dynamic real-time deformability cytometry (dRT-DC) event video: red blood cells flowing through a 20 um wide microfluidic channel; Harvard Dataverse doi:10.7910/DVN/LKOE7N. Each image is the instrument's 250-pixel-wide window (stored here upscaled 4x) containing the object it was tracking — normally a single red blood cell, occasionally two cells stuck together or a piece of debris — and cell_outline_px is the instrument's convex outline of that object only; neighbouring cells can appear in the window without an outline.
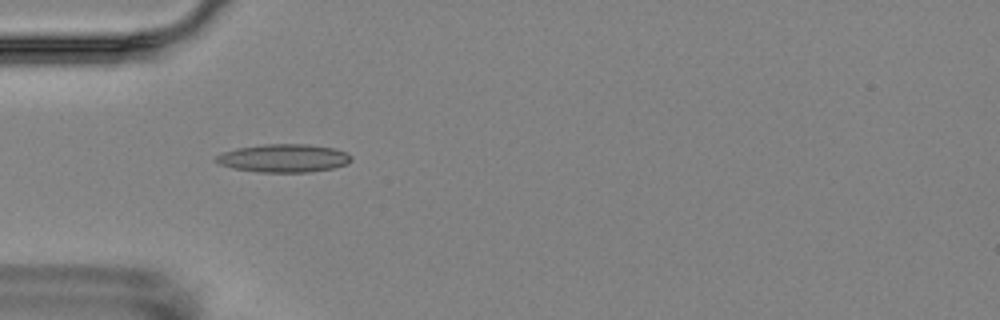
{"species": "Egyptian fruit bat (a non-hibernating species)", "species_latin": "Rousettus aegyptiacus", "temperature_condition": "room temperature", "stored_images_in_passage": 2, "camera_frame_rate_fps": 3000, "um_per_image_px": 0.085, "animal": {"sex": "female"}, "frame": {"image": 1, "passage_image": 1, "time_ms": 0.0, "image_size_px": [1000, 320], "cell_outline_px": [[352, 160], [348, 164], [332, 168], [312, 172], [256, 172], [232, 168], [220, 164], [212, 160], [216, 156], [224, 152], [236, 148], [264, 144], [304, 144], [336, 148], [348, 152], [352, 156]], "centroid_in_image_um": [24.14, 13.44], "position_along_channel_um": 60.9, "area_um2": 22.43}}